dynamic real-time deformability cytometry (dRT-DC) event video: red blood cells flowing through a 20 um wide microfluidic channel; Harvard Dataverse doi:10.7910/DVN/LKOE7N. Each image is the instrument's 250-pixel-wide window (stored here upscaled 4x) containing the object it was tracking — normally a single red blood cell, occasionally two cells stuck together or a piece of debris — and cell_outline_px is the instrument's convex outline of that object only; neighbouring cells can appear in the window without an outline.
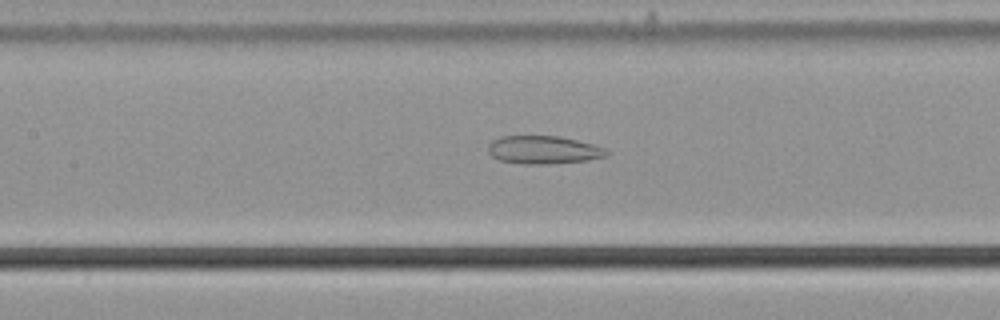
{"species": "common noctule bat (a hibernating species)", "species_latin": "Nyctalus noctula", "temperature_condition": "cold", "stored_images_in_passage": 56, "camera_frame_rate_fps": 3000, "um_per_image_px": 0.085, "animal": {"sex": "male", "body_mass_g": 21.5, "forearm_length_mm": 52.0}, "frame": {"image": 1, "passage_image": 26, "time_ms": 8.333, "image_size_px": [1000, 320], "cell_outline_px": [[612, 152], [608, 156], [588, 160], [548, 164], [524, 164], [500, 160], [492, 156], [488, 152], [488, 144], [492, 140], [500, 136], [556, 136], [576, 140], [592, 144], [604, 148]], "centroid_in_image_um": [46.2, 12.74], "position_along_channel_um": 161.2, "area_um2": 19.42}}
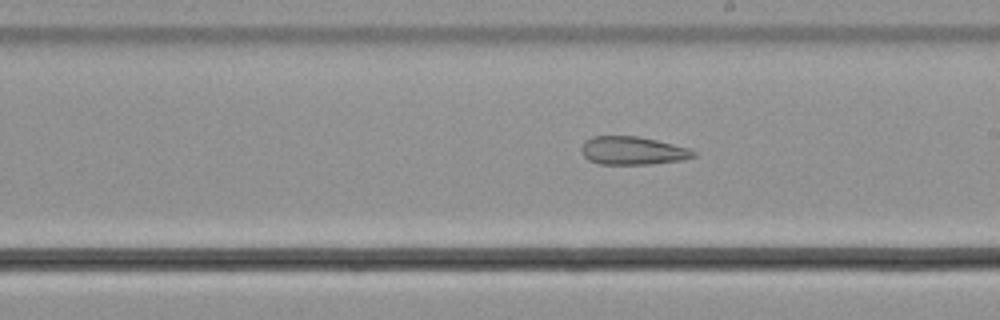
{"frame": {"image": 2, "passage_image": 32, "time_ms": 10.333, "image_size_px": [1000, 320], "cell_outline_px": [[696, 156], [680, 160], [652, 164], [600, 164], [588, 160], [580, 152], [580, 148], [584, 140], [592, 136], [636, 136], [656, 140], [688, 148], [696, 152]], "centroid_in_image_um": [53.72, 12.8], "position_along_channel_um": 235.3, "area_um2": 18.44}}
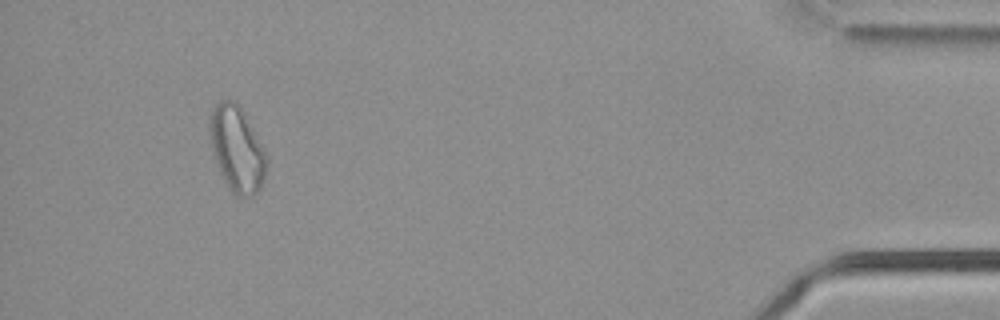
{"frame": {"image": 3, "passage_image": 52, "time_ms": 17.0, "image_size_px": [1000, 320], "cell_outline_px": [[268, 164], [260, 188], [252, 196], [236, 196], [228, 188], [220, 172], [212, 148], [208, 132], [208, 116], [212, 108], [220, 100], [232, 100], [244, 112], [268, 160]], "centroid_in_image_um": [20.1, 12.66], "position_along_channel_um": 415.1, "area_um2": 28.03}, "authors_computed_cell_mechanics": {"area_um2": 26.2701, "velocity_mm_per_s": 3.7157, "shape_relaxation_time_tau1_ms": null, "shape_relaxation_time_tau2_ms": 7.0083, "deformation_change_tau1": null, "deformation_change_tau2": 0.1887}}